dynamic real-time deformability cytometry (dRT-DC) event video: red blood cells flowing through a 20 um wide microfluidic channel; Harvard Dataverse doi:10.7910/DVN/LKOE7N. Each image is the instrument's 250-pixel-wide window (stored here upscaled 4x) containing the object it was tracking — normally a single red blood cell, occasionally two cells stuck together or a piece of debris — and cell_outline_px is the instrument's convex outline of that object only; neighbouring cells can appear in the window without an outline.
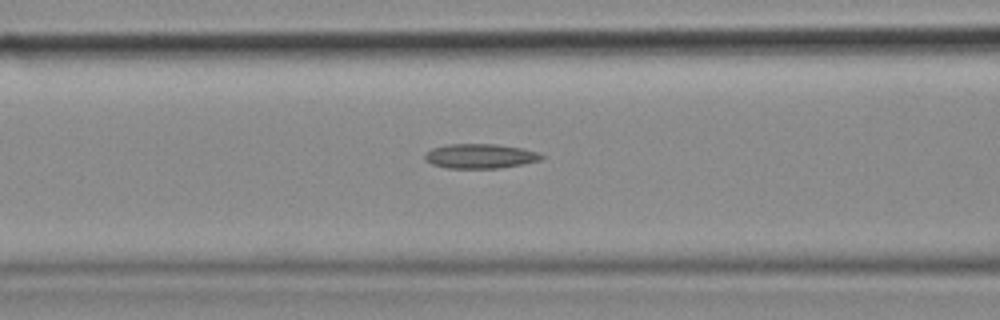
{"species": "common noctule bat (a hibernating species)", "species_latin": "Nyctalus noctula", "temperature_condition": "cold", "stored_images_in_passage": 36, "camera_frame_rate_fps": 3000, "um_per_image_px": 0.085, "animal": {"sex": "female", "body_mass_g": 18.4}, "frame": {"image": 1, "passage_image": 6, "time_ms": 1.667, "image_size_px": [1000, 320], "cell_outline_px": [[544, 156], [540, 160], [500, 168], [448, 168], [432, 164], [424, 160], [424, 156], [432, 148], [448, 144], [496, 144], [520, 148], [540, 152]], "centroid_in_image_um": [40.8, 13.27], "position_along_channel_um": 125.8, "area_um2": 16.59}}